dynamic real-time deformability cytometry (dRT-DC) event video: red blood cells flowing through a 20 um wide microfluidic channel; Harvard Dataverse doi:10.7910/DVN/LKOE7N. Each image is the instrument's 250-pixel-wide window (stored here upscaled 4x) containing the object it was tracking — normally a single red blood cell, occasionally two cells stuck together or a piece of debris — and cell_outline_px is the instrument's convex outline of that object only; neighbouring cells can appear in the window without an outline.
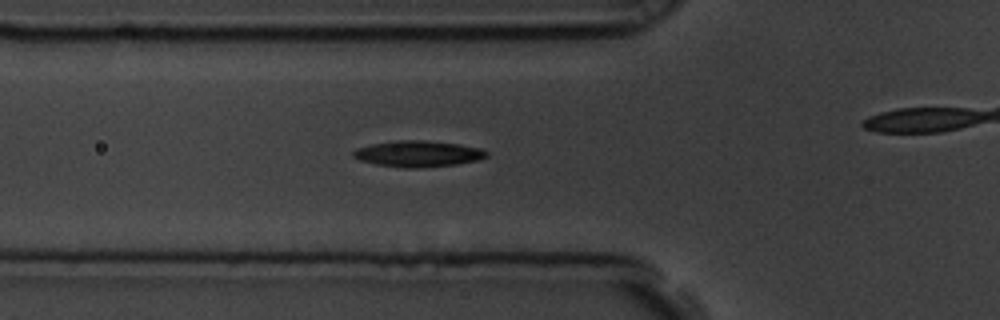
{"species": "common noctule bat (a hibernating species)", "species_latin": "Nyctalus noctula", "temperature_condition": "room temperature", "stored_images_in_passage": 30, "camera_frame_rate_fps": 3000, "um_per_image_px": 0.085, "animal": {"sex": "male", "body_mass_g": 19.5, "forearm_length_mm": 54.6}, "frame": {"image": 1, "passage_image": 4, "time_ms": 1.0, "image_size_px": [1000, 320], "cell_outline_px": [[488, 156], [480, 160], [456, 164], [420, 168], [404, 168], [376, 164], [360, 160], [352, 156], [352, 152], [356, 148], [372, 144], [392, 140], [424, 140], [460, 144], [480, 148], [488, 152]], "centroid_in_image_um": [35.54, 13.07], "position_along_channel_um": 90.3, "area_um2": 20.46}}
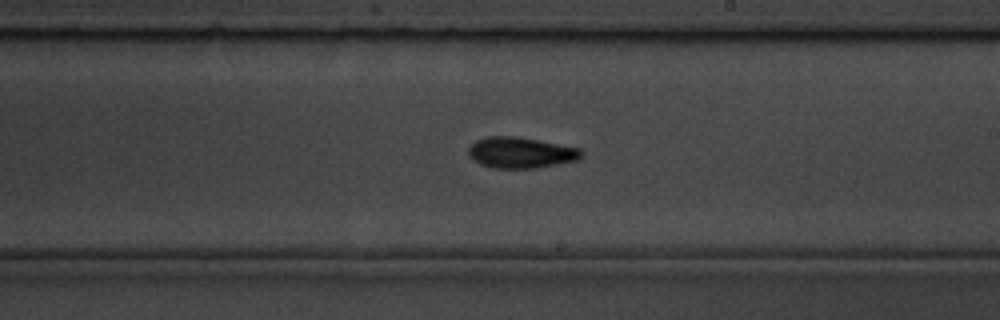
{"frame": {"image": 2, "passage_image": 17, "time_ms": 5.333, "image_size_px": [1000, 320], "cell_outline_px": [[584, 152], [580, 160], [536, 168], [492, 168], [480, 164], [468, 156], [468, 148], [476, 140], [488, 136], [516, 136], [580, 148]], "centroid_in_image_um": [44.27, 12.98], "position_along_channel_um": 244.7, "area_um2": 20.52}}
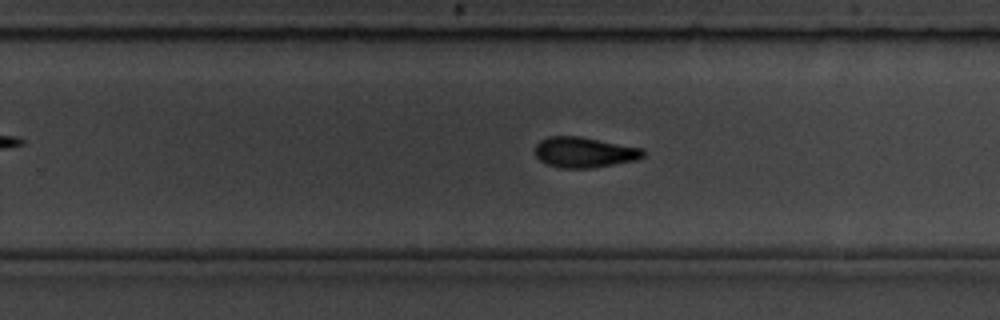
{"frame": {"image": 3, "passage_image": 20, "time_ms": 6.333, "image_size_px": [1000, 320], "cell_outline_px": [[644, 156], [636, 160], [592, 168], [560, 168], [548, 164], [540, 160], [536, 156], [536, 144], [540, 140], [548, 136], [580, 136], [644, 148]], "centroid_in_image_um": [49.68, 12.94], "position_along_channel_um": 280.1, "area_um2": 19.25}}